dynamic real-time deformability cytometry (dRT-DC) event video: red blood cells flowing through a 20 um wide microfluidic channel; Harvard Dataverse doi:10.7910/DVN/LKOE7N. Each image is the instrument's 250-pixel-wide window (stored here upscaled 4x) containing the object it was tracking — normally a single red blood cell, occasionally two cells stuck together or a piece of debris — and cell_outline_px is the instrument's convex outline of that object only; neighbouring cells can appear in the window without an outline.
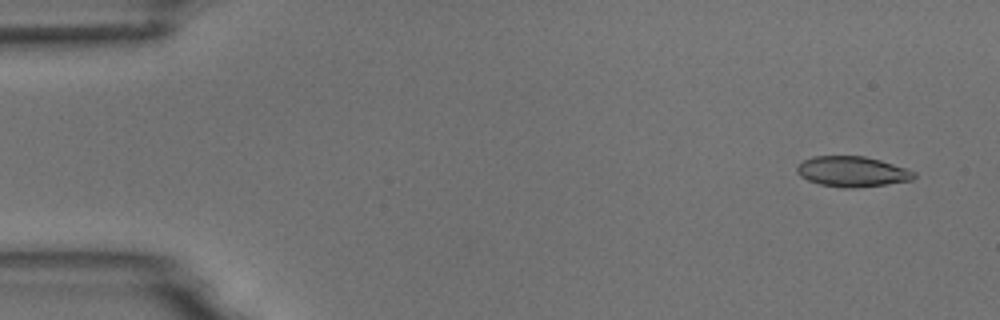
{"species": "common noctule bat (a hibernating species)", "species_latin": "Nyctalus noctula", "temperature_condition": "room temperature", "stored_images_in_passage": 6, "camera_frame_rate_fps": 3000, "um_per_image_px": 0.085, "animal": {"sex": "male", "body_mass_g": 18.8}, "frame": {"image": 1, "passage_image": 1, "time_ms": 0.0, "image_size_px": [1000, 320], "cell_outline_px": [[916, 176], [912, 180], [888, 184], [856, 188], [844, 188], [820, 184], [808, 180], [800, 176], [796, 172], [796, 168], [804, 160], [812, 156], [864, 156], [880, 160], [916, 172]], "centroid_in_image_um": [72.43, 14.59], "position_along_channel_um": 12.6, "area_um2": 20.69}}
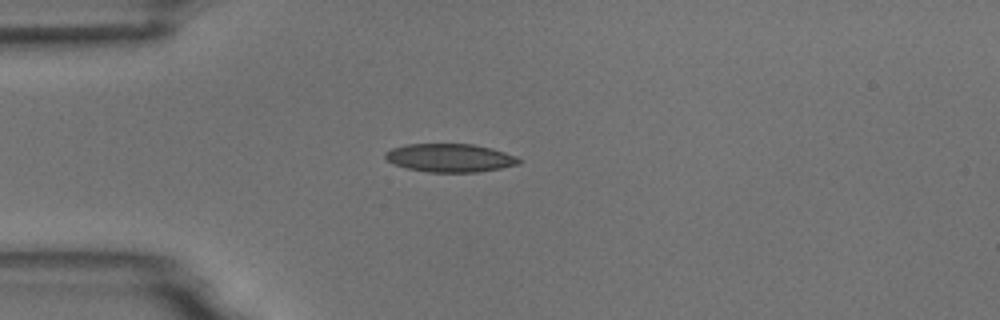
{"frame": {"image": 2, "passage_image": 4, "time_ms": 3.667, "image_size_px": [1000, 320], "cell_outline_px": [[520, 164], [480, 172], [428, 172], [408, 168], [396, 164], [388, 160], [384, 156], [384, 152], [392, 148], [408, 144], [472, 144], [492, 148], [516, 156], [520, 160]], "centroid_in_image_um": [38.26, 13.42], "position_along_channel_um": 46.7, "area_um2": 21.91}}